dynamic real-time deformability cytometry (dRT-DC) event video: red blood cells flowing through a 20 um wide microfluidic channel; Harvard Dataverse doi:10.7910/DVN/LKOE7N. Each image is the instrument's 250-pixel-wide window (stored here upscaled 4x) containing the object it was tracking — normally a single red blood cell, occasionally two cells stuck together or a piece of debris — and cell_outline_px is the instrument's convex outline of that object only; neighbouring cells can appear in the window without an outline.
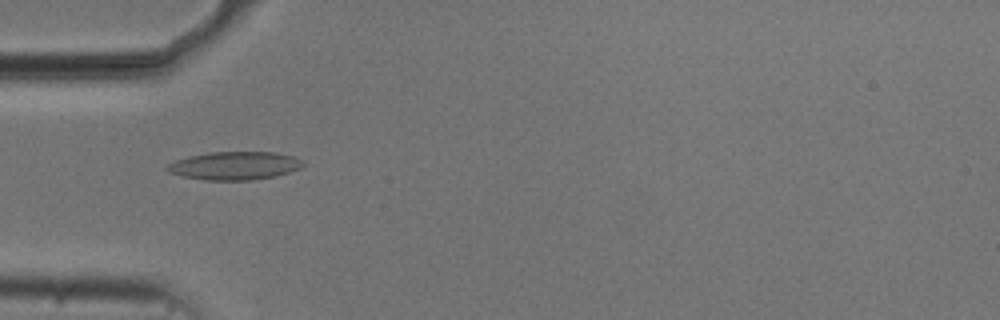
{"species": "common noctule bat (a hibernating species)", "species_latin": "Nyctalus noctula", "temperature_condition": "cold", "stored_images_in_passage": 54, "camera_frame_rate_fps": 3000, "um_per_image_px": 0.085, "animal": {"sex": "male", "body_mass_g": 20.5, "forearm_length_mm": 52.5}, "frame": {"image": 1, "passage_image": 17, "time_ms": 5.333, "image_size_px": [1000, 320], "cell_outline_px": [[304, 164], [300, 168], [276, 176], [252, 180], [204, 180], [184, 176], [168, 172], [164, 168], [168, 164], [176, 160], [192, 156], [212, 152], [276, 152], [292, 156], [300, 160]], "centroid_in_image_um": [19.93, 14.09], "position_along_channel_um": 65.1, "area_um2": 22.08}}
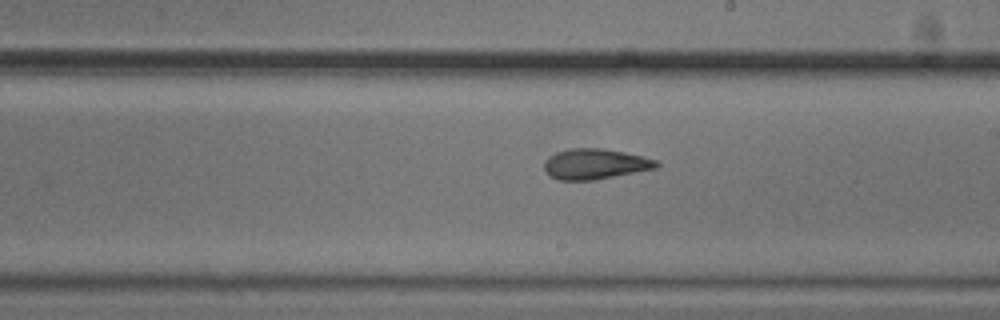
{"frame": {"image": 2, "passage_image": 31, "time_ms": 10.0, "image_size_px": [1000, 320], "cell_outline_px": [[660, 164], [656, 168], [596, 180], [560, 180], [552, 176], [544, 168], [544, 160], [548, 156], [556, 152], [568, 148], [604, 148], [624, 152], [656, 160]], "centroid_in_image_um": [50.56, 13.93], "position_along_channel_um": 238.4, "area_um2": 19.88}}
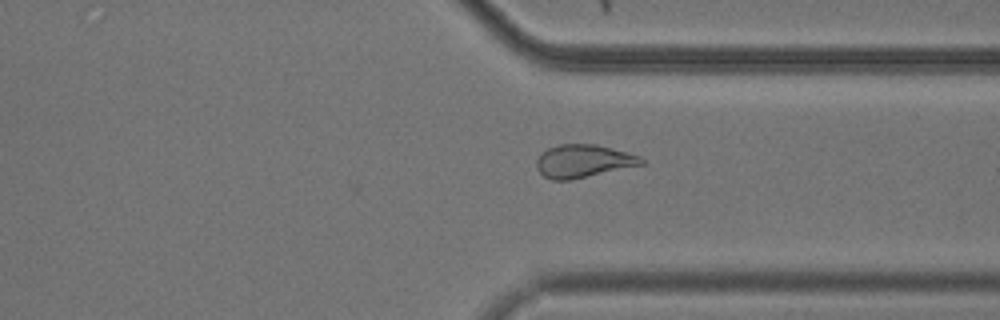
{"frame": {"image": 3, "passage_image": 41, "time_ms": 13.333, "image_size_px": [1000, 320], "cell_outline_px": [[644, 164], [572, 180], [552, 180], [544, 176], [536, 168], [536, 160], [540, 152], [548, 148], [560, 144], [596, 144], [628, 152], [640, 156], [644, 160]], "centroid_in_image_um": [49.56, 13.69], "position_along_channel_um": 361.8, "area_um2": 20.29}, "authors_computed_cell_mechanics": {"area_um2": 20.4901, "velocity_mm_per_s": 3.7131, "shape_relaxation_time_tau1_ms": 4.9505, "shape_relaxation_time_tau2_ms": 2.9526, "deformation_change_tau1": 0.1683, "deformation_change_tau2": 0.1107}}